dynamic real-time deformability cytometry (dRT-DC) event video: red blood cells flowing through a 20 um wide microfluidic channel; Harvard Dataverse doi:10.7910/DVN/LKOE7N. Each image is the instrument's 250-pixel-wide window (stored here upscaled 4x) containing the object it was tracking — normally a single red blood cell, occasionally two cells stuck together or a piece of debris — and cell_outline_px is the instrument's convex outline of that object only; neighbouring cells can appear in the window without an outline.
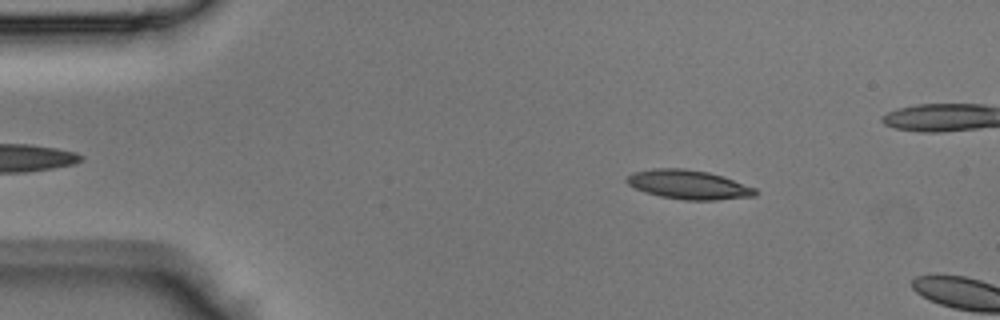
{"species": "Egyptian fruit bat (a non-hibernating species)", "species_latin": "Rousettus aegyptiacus", "temperature_condition": "room temperature", "stored_images_in_passage": 9, "camera_frame_rate_fps": 3000, "um_per_image_px": 0.085, "animal": {"sex": "male"}, "frame": {"image": 1, "passage_image": 7, "time_ms": 2.0, "image_size_px": [1000, 320], "cell_outline_px": [[756, 196], [716, 200], [684, 200], [660, 196], [644, 192], [628, 184], [624, 180], [632, 172], [652, 168], [680, 168], [708, 172], [756, 188]], "centroid_in_image_um": [58.48, 15.69], "position_along_channel_um": 26.5, "area_um2": 21.68}}